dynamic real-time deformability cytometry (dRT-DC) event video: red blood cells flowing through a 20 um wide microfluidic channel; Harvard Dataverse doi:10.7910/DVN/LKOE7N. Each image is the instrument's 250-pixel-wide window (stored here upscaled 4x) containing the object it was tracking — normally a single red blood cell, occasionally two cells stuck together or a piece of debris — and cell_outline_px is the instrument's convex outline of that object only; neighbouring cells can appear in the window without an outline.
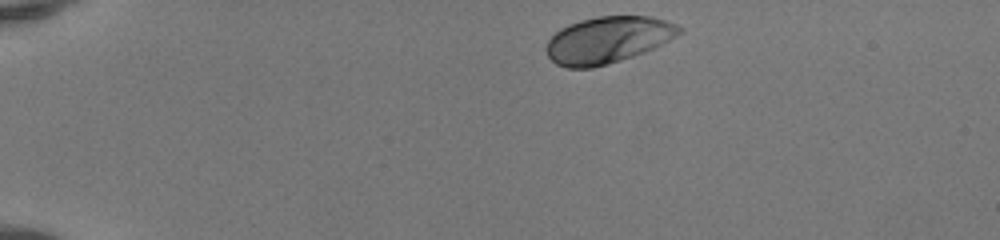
{"species": "human", "species_latin": "Homo sapiens", "temperature_condition": "room temperature", "stored_images_in_passage": 41, "camera_frame_rate_fps": 3000, "um_per_image_px": 0.085, "donor": {"sex": "female"}, "frame": {"image": 1, "passage_image": 1, "time_ms": 0.0, "image_size_px": [1000, 240], "cell_outline_px": [[684, 32], [644, 52], [608, 64], [592, 68], [568, 68], [556, 64], [548, 56], [544, 48], [548, 40], [560, 28], [580, 20], [596, 16], [652, 16], [676, 24], [684, 28]], "centroid_in_image_um": [51.65, 3.38], "position_along_channel_um": 33.4, "area_um2": 36.13}}
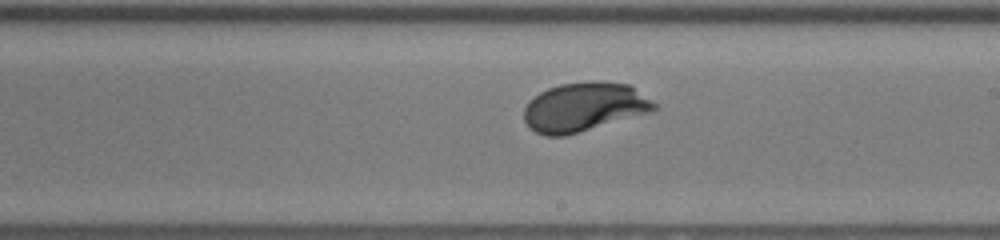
{"frame": {"image": 2, "passage_image": 22, "time_ms": 7.0, "image_size_px": [1000, 240], "cell_outline_px": [[660, 108], [648, 112], [564, 136], [544, 136], [528, 128], [524, 120], [524, 108], [528, 100], [540, 92], [548, 88], [560, 84], [592, 80], [600, 80], [632, 84], [656, 104]], "centroid_in_image_um": [49.63, 9.07], "position_along_channel_um": 239.4, "area_um2": 37.4}}
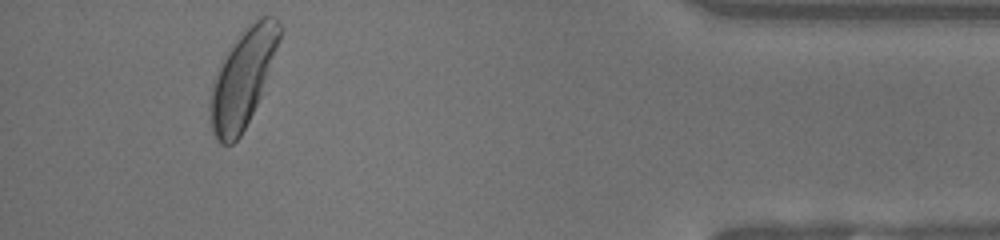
{"frame": {"image": 3, "passage_image": 38, "time_ms": 12.333, "image_size_px": [1000, 240], "cell_outline_px": [[284, 28], [280, 40], [260, 96], [240, 136], [232, 144], [220, 144], [212, 132], [208, 120], [208, 100], [212, 84], [216, 72], [224, 56], [244, 28], [248, 24], [260, 16], [276, 16]], "centroid_in_image_um": [20.61, 6.63], "position_along_channel_um": 414.6, "area_um2": 39.48}, "authors_computed_cell_mechanics": {"area_um2": 36.5296, "velocity_mm_per_s": 4.1218, "shape_relaxation_time_tau1_ms": 2.2103, "shape_relaxation_time_tau2_ms": null, "deformation_change_tau1": 0.1418, "deformation_change_tau2": null}}